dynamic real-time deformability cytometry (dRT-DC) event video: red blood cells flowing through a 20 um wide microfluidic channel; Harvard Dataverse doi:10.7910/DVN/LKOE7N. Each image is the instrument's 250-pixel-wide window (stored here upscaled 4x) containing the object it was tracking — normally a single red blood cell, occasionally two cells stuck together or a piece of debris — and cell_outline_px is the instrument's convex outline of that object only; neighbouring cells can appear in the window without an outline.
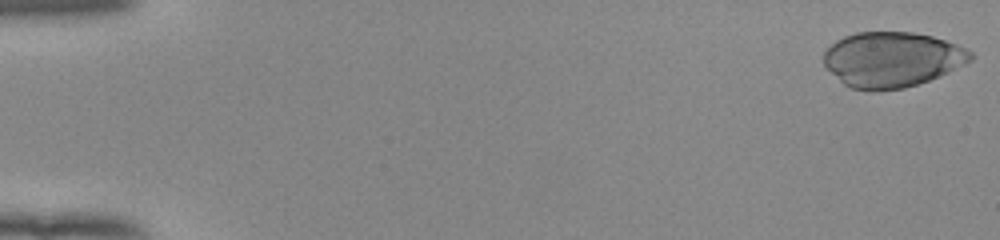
{"species": "human", "species_latin": "Homo sapiens", "temperature_condition": "room temperature", "stored_images_in_passage": 53, "camera_frame_rate_fps": 3000, "um_per_image_px": 0.085, "donor": {"sex": "female"}, "frame": {"image": 1, "passage_image": 1, "time_ms": 0.0, "image_size_px": [1000, 240], "cell_outline_px": [[976, 56], [972, 60], [940, 76], [904, 88], [876, 92], [872, 92], [852, 88], [844, 84], [824, 64], [824, 52], [836, 40], [844, 36], [856, 32], [912, 32], [932, 36], [956, 44], [972, 52]], "centroid_in_image_um": [75.83, 5.06], "position_along_channel_um": 9.2, "area_um2": 47.22}}
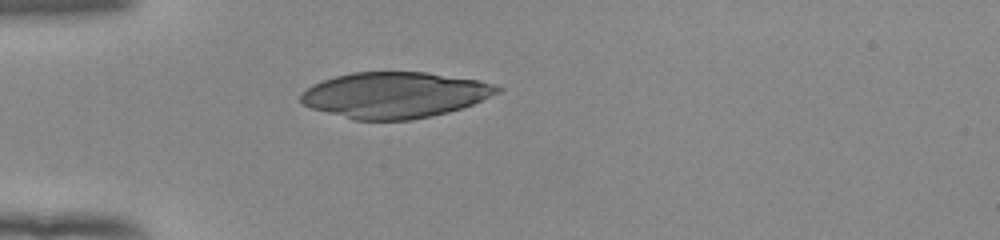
{"frame": {"image": 2, "passage_image": 16, "time_ms": 5.0, "image_size_px": [1000, 240], "cell_outline_px": [[504, 88], [500, 92], [472, 104], [448, 112], [432, 116], [412, 120], [356, 120], [312, 108], [304, 104], [300, 100], [300, 96], [312, 84], [336, 76], [352, 72], [424, 72], [480, 80], [496, 84]], "centroid_in_image_um": [33.6, 8.07], "position_along_channel_um": 51.4, "area_um2": 52.37}}